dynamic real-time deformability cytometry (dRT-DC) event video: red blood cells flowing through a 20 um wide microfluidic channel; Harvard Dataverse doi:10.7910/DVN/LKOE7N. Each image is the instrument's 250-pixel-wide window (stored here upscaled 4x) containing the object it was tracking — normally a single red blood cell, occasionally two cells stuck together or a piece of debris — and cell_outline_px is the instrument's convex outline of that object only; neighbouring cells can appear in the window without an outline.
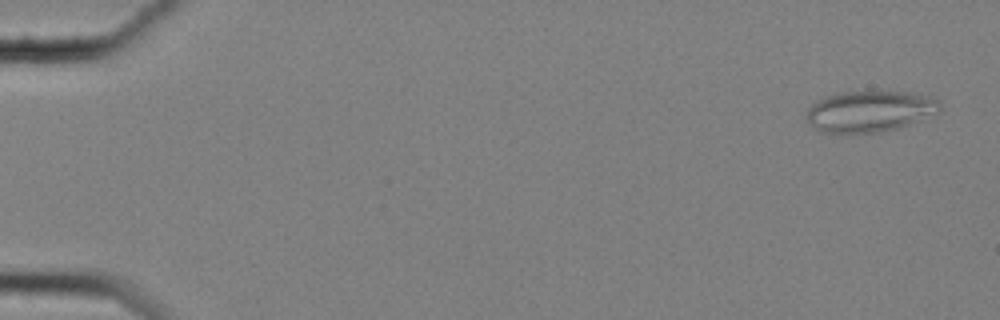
{"species": "common noctule bat (a hibernating species)", "species_latin": "Nyctalus noctula", "temperature_condition": "cold", "stored_images_in_passage": 59, "camera_frame_rate_fps": 3000, "um_per_image_px": 0.085, "animal": {"sex": "female", "body_mass_g": 25.1}, "frame": {"image": 1, "passage_image": 3, "time_ms": 0.667, "image_size_px": [1000, 320], "cell_outline_px": [[940, 112], [908, 124], [896, 128], [876, 132], [820, 132], [808, 124], [804, 116], [808, 108], [816, 100], [840, 92], [908, 92], [928, 96], [940, 100]], "centroid_in_image_um": [73.89, 9.46], "position_along_channel_um": 11.1, "area_um2": 31.79}}
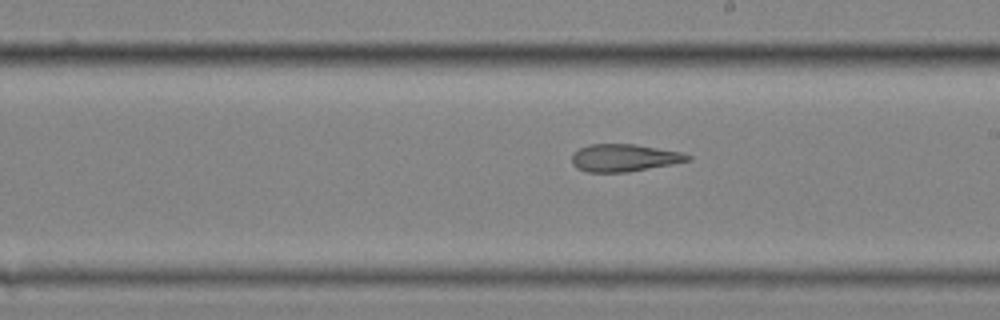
{"frame": {"image": 2, "passage_image": 35, "time_ms": 11.333, "image_size_px": [1000, 320], "cell_outline_px": [[692, 160], [672, 164], [628, 172], [588, 172], [576, 168], [572, 164], [572, 152], [588, 144], [636, 144], [680, 152], [692, 156]], "centroid_in_image_um": [53.03, 13.41], "position_along_channel_um": 236.0, "area_um2": 18.61}}
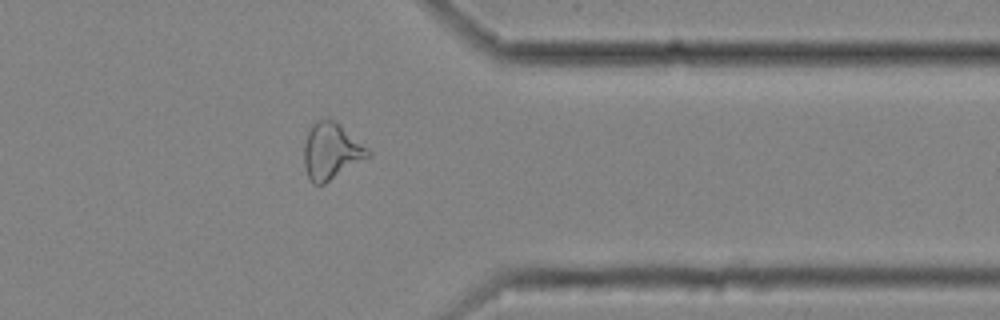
{"frame": {"image": 3, "passage_image": 48, "time_ms": 15.667, "image_size_px": [1000, 320], "cell_outline_px": [[372, 156], [324, 184], [312, 184], [304, 168], [304, 144], [308, 132], [312, 124], [316, 120], [332, 120], [368, 148], [372, 152]], "centroid_in_image_um": [28.15, 12.9], "position_along_channel_um": 383.2, "area_um2": 20.81}, "authors_computed_cell_mechanics": {"area_um2": 22.8888, "velocity_mm_per_s": 3.5285, "shape_relaxation_time_tau1_ms": null, "shape_relaxation_time_tau2_ms": 3.6852, "deformation_change_tau1": null, "deformation_change_tau2": 0.1372}}